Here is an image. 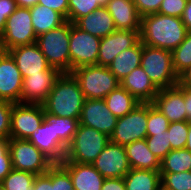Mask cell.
<instances>
[{
  "label": "cell",
  "mask_w": 191,
  "mask_h": 190,
  "mask_svg": "<svg viewBox=\"0 0 191 190\" xmlns=\"http://www.w3.org/2000/svg\"><path fill=\"white\" fill-rule=\"evenodd\" d=\"M187 32L181 17L156 13L141 18L140 41L144 45L172 52L184 41Z\"/></svg>",
  "instance_id": "obj_1"
},
{
  "label": "cell",
  "mask_w": 191,
  "mask_h": 190,
  "mask_svg": "<svg viewBox=\"0 0 191 190\" xmlns=\"http://www.w3.org/2000/svg\"><path fill=\"white\" fill-rule=\"evenodd\" d=\"M84 100L75 77L71 73H62L42 105L46 115L79 120Z\"/></svg>",
  "instance_id": "obj_2"
},
{
  "label": "cell",
  "mask_w": 191,
  "mask_h": 190,
  "mask_svg": "<svg viewBox=\"0 0 191 190\" xmlns=\"http://www.w3.org/2000/svg\"><path fill=\"white\" fill-rule=\"evenodd\" d=\"M109 141L110 137L106 134L79 124L62 162L92 164Z\"/></svg>",
  "instance_id": "obj_3"
},
{
  "label": "cell",
  "mask_w": 191,
  "mask_h": 190,
  "mask_svg": "<svg viewBox=\"0 0 191 190\" xmlns=\"http://www.w3.org/2000/svg\"><path fill=\"white\" fill-rule=\"evenodd\" d=\"M70 22L37 36L36 44L48 63L62 73L71 72L70 63Z\"/></svg>",
  "instance_id": "obj_4"
},
{
  "label": "cell",
  "mask_w": 191,
  "mask_h": 190,
  "mask_svg": "<svg viewBox=\"0 0 191 190\" xmlns=\"http://www.w3.org/2000/svg\"><path fill=\"white\" fill-rule=\"evenodd\" d=\"M141 67L160 90L176 86L179 76L173 67L172 52L143 44Z\"/></svg>",
  "instance_id": "obj_5"
},
{
  "label": "cell",
  "mask_w": 191,
  "mask_h": 190,
  "mask_svg": "<svg viewBox=\"0 0 191 190\" xmlns=\"http://www.w3.org/2000/svg\"><path fill=\"white\" fill-rule=\"evenodd\" d=\"M78 81L85 99H104L120 86V81L108 67L87 65L70 72Z\"/></svg>",
  "instance_id": "obj_6"
},
{
  "label": "cell",
  "mask_w": 191,
  "mask_h": 190,
  "mask_svg": "<svg viewBox=\"0 0 191 190\" xmlns=\"http://www.w3.org/2000/svg\"><path fill=\"white\" fill-rule=\"evenodd\" d=\"M36 33L32 25L30 8L17 7L7 19L2 36L0 49L8 51L15 47L36 43Z\"/></svg>",
  "instance_id": "obj_7"
},
{
  "label": "cell",
  "mask_w": 191,
  "mask_h": 190,
  "mask_svg": "<svg viewBox=\"0 0 191 190\" xmlns=\"http://www.w3.org/2000/svg\"><path fill=\"white\" fill-rule=\"evenodd\" d=\"M9 151L12 168L16 170L42 175L54 164L27 139L9 138Z\"/></svg>",
  "instance_id": "obj_8"
},
{
  "label": "cell",
  "mask_w": 191,
  "mask_h": 190,
  "mask_svg": "<svg viewBox=\"0 0 191 190\" xmlns=\"http://www.w3.org/2000/svg\"><path fill=\"white\" fill-rule=\"evenodd\" d=\"M147 103H139L131 112L117 119L110 141L122 146L147 137Z\"/></svg>",
  "instance_id": "obj_9"
},
{
  "label": "cell",
  "mask_w": 191,
  "mask_h": 190,
  "mask_svg": "<svg viewBox=\"0 0 191 190\" xmlns=\"http://www.w3.org/2000/svg\"><path fill=\"white\" fill-rule=\"evenodd\" d=\"M100 40L101 38L79 29L70 22L71 71L82 66L97 65Z\"/></svg>",
  "instance_id": "obj_10"
},
{
  "label": "cell",
  "mask_w": 191,
  "mask_h": 190,
  "mask_svg": "<svg viewBox=\"0 0 191 190\" xmlns=\"http://www.w3.org/2000/svg\"><path fill=\"white\" fill-rule=\"evenodd\" d=\"M45 115L41 104H13L9 138L28 140L42 124Z\"/></svg>",
  "instance_id": "obj_11"
},
{
  "label": "cell",
  "mask_w": 191,
  "mask_h": 190,
  "mask_svg": "<svg viewBox=\"0 0 191 190\" xmlns=\"http://www.w3.org/2000/svg\"><path fill=\"white\" fill-rule=\"evenodd\" d=\"M92 165L104 178H123L131 169L125 147L111 141Z\"/></svg>",
  "instance_id": "obj_12"
},
{
  "label": "cell",
  "mask_w": 191,
  "mask_h": 190,
  "mask_svg": "<svg viewBox=\"0 0 191 190\" xmlns=\"http://www.w3.org/2000/svg\"><path fill=\"white\" fill-rule=\"evenodd\" d=\"M117 119L108 109L104 99H85L79 122L110 137L116 126Z\"/></svg>",
  "instance_id": "obj_13"
},
{
  "label": "cell",
  "mask_w": 191,
  "mask_h": 190,
  "mask_svg": "<svg viewBox=\"0 0 191 190\" xmlns=\"http://www.w3.org/2000/svg\"><path fill=\"white\" fill-rule=\"evenodd\" d=\"M53 163H61L65 158L67 146L55 135L54 121L45 115L42 124L28 139Z\"/></svg>",
  "instance_id": "obj_14"
},
{
  "label": "cell",
  "mask_w": 191,
  "mask_h": 190,
  "mask_svg": "<svg viewBox=\"0 0 191 190\" xmlns=\"http://www.w3.org/2000/svg\"><path fill=\"white\" fill-rule=\"evenodd\" d=\"M23 78L12 56L0 50V100L20 103Z\"/></svg>",
  "instance_id": "obj_15"
},
{
  "label": "cell",
  "mask_w": 191,
  "mask_h": 190,
  "mask_svg": "<svg viewBox=\"0 0 191 190\" xmlns=\"http://www.w3.org/2000/svg\"><path fill=\"white\" fill-rule=\"evenodd\" d=\"M61 74L60 70H46L23 78L20 103L42 105Z\"/></svg>",
  "instance_id": "obj_16"
},
{
  "label": "cell",
  "mask_w": 191,
  "mask_h": 190,
  "mask_svg": "<svg viewBox=\"0 0 191 190\" xmlns=\"http://www.w3.org/2000/svg\"><path fill=\"white\" fill-rule=\"evenodd\" d=\"M140 41V31L115 30L101 38L97 65L108 67L122 51L135 46Z\"/></svg>",
  "instance_id": "obj_17"
},
{
  "label": "cell",
  "mask_w": 191,
  "mask_h": 190,
  "mask_svg": "<svg viewBox=\"0 0 191 190\" xmlns=\"http://www.w3.org/2000/svg\"><path fill=\"white\" fill-rule=\"evenodd\" d=\"M7 52L15 61L22 78L30 74H42L46 70H58L48 63L36 43L15 47Z\"/></svg>",
  "instance_id": "obj_18"
},
{
  "label": "cell",
  "mask_w": 191,
  "mask_h": 190,
  "mask_svg": "<svg viewBox=\"0 0 191 190\" xmlns=\"http://www.w3.org/2000/svg\"><path fill=\"white\" fill-rule=\"evenodd\" d=\"M152 104L172 122L187 121L186 106L184 104V86L160 89Z\"/></svg>",
  "instance_id": "obj_19"
},
{
  "label": "cell",
  "mask_w": 191,
  "mask_h": 190,
  "mask_svg": "<svg viewBox=\"0 0 191 190\" xmlns=\"http://www.w3.org/2000/svg\"><path fill=\"white\" fill-rule=\"evenodd\" d=\"M120 86L140 103H152L159 91L141 66L125 76Z\"/></svg>",
  "instance_id": "obj_20"
},
{
  "label": "cell",
  "mask_w": 191,
  "mask_h": 190,
  "mask_svg": "<svg viewBox=\"0 0 191 190\" xmlns=\"http://www.w3.org/2000/svg\"><path fill=\"white\" fill-rule=\"evenodd\" d=\"M105 7L114 20L116 30L140 31L142 17L132 0H109Z\"/></svg>",
  "instance_id": "obj_21"
},
{
  "label": "cell",
  "mask_w": 191,
  "mask_h": 190,
  "mask_svg": "<svg viewBox=\"0 0 191 190\" xmlns=\"http://www.w3.org/2000/svg\"><path fill=\"white\" fill-rule=\"evenodd\" d=\"M60 164L69 172L74 190H101L105 178L92 164L76 162Z\"/></svg>",
  "instance_id": "obj_22"
},
{
  "label": "cell",
  "mask_w": 191,
  "mask_h": 190,
  "mask_svg": "<svg viewBox=\"0 0 191 190\" xmlns=\"http://www.w3.org/2000/svg\"><path fill=\"white\" fill-rule=\"evenodd\" d=\"M74 24L99 38L106 37L116 30L114 20L106 7L97 8L94 12L79 18Z\"/></svg>",
  "instance_id": "obj_23"
},
{
  "label": "cell",
  "mask_w": 191,
  "mask_h": 190,
  "mask_svg": "<svg viewBox=\"0 0 191 190\" xmlns=\"http://www.w3.org/2000/svg\"><path fill=\"white\" fill-rule=\"evenodd\" d=\"M124 147L131 168L160 171V160L149 150L145 139Z\"/></svg>",
  "instance_id": "obj_24"
},
{
  "label": "cell",
  "mask_w": 191,
  "mask_h": 190,
  "mask_svg": "<svg viewBox=\"0 0 191 190\" xmlns=\"http://www.w3.org/2000/svg\"><path fill=\"white\" fill-rule=\"evenodd\" d=\"M142 49L143 44L139 41L135 46L122 51L113 59L108 68L119 81L141 66Z\"/></svg>",
  "instance_id": "obj_25"
},
{
  "label": "cell",
  "mask_w": 191,
  "mask_h": 190,
  "mask_svg": "<svg viewBox=\"0 0 191 190\" xmlns=\"http://www.w3.org/2000/svg\"><path fill=\"white\" fill-rule=\"evenodd\" d=\"M30 13L36 36L57 28L67 21L62 14L43 5L37 4L31 7Z\"/></svg>",
  "instance_id": "obj_26"
},
{
  "label": "cell",
  "mask_w": 191,
  "mask_h": 190,
  "mask_svg": "<svg viewBox=\"0 0 191 190\" xmlns=\"http://www.w3.org/2000/svg\"><path fill=\"white\" fill-rule=\"evenodd\" d=\"M126 190H160V171L133 169L123 177Z\"/></svg>",
  "instance_id": "obj_27"
},
{
  "label": "cell",
  "mask_w": 191,
  "mask_h": 190,
  "mask_svg": "<svg viewBox=\"0 0 191 190\" xmlns=\"http://www.w3.org/2000/svg\"><path fill=\"white\" fill-rule=\"evenodd\" d=\"M104 101L108 109L117 118L125 116L140 103L126 89L121 86L110 92L104 98Z\"/></svg>",
  "instance_id": "obj_28"
},
{
  "label": "cell",
  "mask_w": 191,
  "mask_h": 190,
  "mask_svg": "<svg viewBox=\"0 0 191 190\" xmlns=\"http://www.w3.org/2000/svg\"><path fill=\"white\" fill-rule=\"evenodd\" d=\"M191 171V151L187 149L171 150L160 161V173H179Z\"/></svg>",
  "instance_id": "obj_29"
},
{
  "label": "cell",
  "mask_w": 191,
  "mask_h": 190,
  "mask_svg": "<svg viewBox=\"0 0 191 190\" xmlns=\"http://www.w3.org/2000/svg\"><path fill=\"white\" fill-rule=\"evenodd\" d=\"M35 177L30 172L12 169L0 183V190H32Z\"/></svg>",
  "instance_id": "obj_30"
},
{
  "label": "cell",
  "mask_w": 191,
  "mask_h": 190,
  "mask_svg": "<svg viewBox=\"0 0 191 190\" xmlns=\"http://www.w3.org/2000/svg\"><path fill=\"white\" fill-rule=\"evenodd\" d=\"M109 0H69L68 21L75 23L79 18L105 7Z\"/></svg>",
  "instance_id": "obj_31"
},
{
  "label": "cell",
  "mask_w": 191,
  "mask_h": 190,
  "mask_svg": "<svg viewBox=\"0 0 191 190\" xmlns=\"http://www.w3.org/2000/svg\"><path fill=\"white\" fill-rule=\"evenodd\" d=\"M173 67L178 76L191 66V31H188L184 41L172 51Z\"/></svg>",
  "instance_id": "obj_32"
},
{
  "label": "cell",
  "mask_w": 191,
  "mask_h": 190,
  "mask_svg": "<svg viewBox=\"0 0 191 190\" xmlns=\"http://www.w3.org/2000/svg\"><path fill=\"white\" fill-rule=\"evenodd\" d=\"M48 116L54 121L55 135H58L59 139L66 146H68L78 129V126L80 124L79 120L75 118L59 117L54 115Z\"/></svg>",
  "instance_id": "obj_33"
},
{
  "label": "cell",
  "mask_w": 191,
  "mask_h": 190,
  "mask_svg": "<svg viewBox=\"0 0 191 190\" xmlns=\"http://www.w3.org/2000/svg\"><path fill=\"white\" fill-rule=\"evenodd\" d=\"M161 188L164 190H191V171L160 173Z\"/></svg>",
  "instance_id": "obj_34"
},
{
  "label": "cell",
  "mask_w": 191,
  "mask_h": 190,
  "mask_svg": "<svg viewBox=\"0 0 191 190\" xmlns=\"http://www.w3.org/2000/svg\"><path fill=\"white\" fill-rule=\"evenodd\" d=\"M169 124V120L152 103H147V135L164 133Z\"/></svg>",
  "instance_id": "obj_35"
},
{
  "label": "cell",
  "mask_w": 191,
  "mask_h": 190,
  "mask_svg": "<svg viewBox=\"0 0 191 190\" xmlns=\"http://www.w3.org/2000/svg\"><path fill=\"white\" fill-rule=\"evenodd\" d=\"M167 131L172 150L184 149L188 137V121L172 122Z\"/></svg>",
  "instance_id": "obj_36"
},
{
  "label": "cell",
  "mask_w": 191,
  "mask_h": 190,
  "mask_svg": "<svg viewBox=\"0 0 191 190\" xmlns=\"http://www.w3.org/2000/svg\"><path fill=\"white\" fill-rule=\"evenodd\" d=\"M149 150L161 161L171 150L168 131L164 133L147 135L145 138Z\"/></svg>",
  "instance_id": "obj_37"
},
{
  "label": "cell",
  "mask_w": 191,
  "mask_h": 190,
  "mask_svg": "<svg viewBox=\"0 0 191 190\" xmlns=\"http://www.w3.org/2000/svg\"><path fill=\"white\" fill-rule=\"evenodd\" d=\"M53 190H74L69 172L60 164L52 165Z\"/></svg>",
  "instance_id": "obj_38"
},
{
  "label": "cell",
  "mask_w": 191,
  "mask_h": 190,
  "mask_svg": "<svg viewBox=\"0 0 191 190\" xmlns=\"http://www.w3.org/2000/svg\"><path fill=\"white\" fill-rule=\"evenodd\" d=\"M13 103L0 100V138L9 139Z\"/></svg>",
  "instance_id": "obj_39"
},
{
  "label": "cell",
  "mask_w": 191,
  "mask_h": 190,
  "mask_svg": "<svg viewBox=\"0 0 191 190\" xmlns=\"http://www.w3.org/2000/svg\"><path fill=\"white\" fill-rule=\"evenodd\" d=\"M9 139L0 138V183L12 170Z\"/></svg>",
  "instance_id": "obj_40"
},
{
  "label": "cell",
  "mask_w": 191,
  "mask_h": 190,
  "mask_svg": "<svg viewBox=\"0 0 191 190\" xmlns=\"http://www.w3.org/2000/svg\"><path fill=\"white\" fill-rule=\"evenodd\" d=\"M187 1L188 0H163L158 13L166 16L181 17Z\"/></svg>",
  "instance_id": "obj_41"
},
{
  "label": "cell",
  "mask_w": 191,
  "mask_h": 190,
  "mask_svg": "<svg viewBox=\"0 0 191 190\" xmlns=\"http://www.w3.org/2000/svg\"><path fill=\"white\" fill-rule=\"evenodd\" d=\"M141 17L156 14L163 0H132Z\"/></svg>",
  "instance_id": "obj_42"
},
{
  "label": "cell",
  "mask_w": 191,
  "mask_h": 190,
  "mask_svg": "<svg viewBox=\"0 0 191 190\" xmlns=\"http://www.w3.org/2000/svg\"><path fill=\"white\" fill-rule=\"evenodd\" d=\"M16 0H0V37L3 34L7 19L17 9Z\"/></svg>",
  "instance_id": "obj_43"
},
{
  "label": "cell",
  "mask_w": 191,
  "mask_h": 190,
  "mask_svg": "<svg viewBox=\"0 0 191 190\" xmlns=\"http://www.w3.org/2000/svg\"><path fill=\"white\" fill-rule=\"evenodd\" d=\"M32 190H53L52 186V166L45 174L36 175Z\"/></svg>",
  "instance_id": "obj_44"
},
{
  "label": "cell",
  "mask_w": 191,
  "mask_h": 190,
  "mask_svg": "<svg viewBox=\"0 0 191 190\" xmlns=\"http://www.w3.org/2000/svg\"><path fill=\"white\" fill-rule=\"evenodd\" d=\"M38 5H43L59 12L68 21L69 0H38Z\"/></svg>",
  "instance_id": "obj_45"
},
{
  "label": "cell",
  "mask_w": 191,
  "mask_h": 190,
  "mask_svg": "<svg viewBox=\"0 0 191 190\" xmlns=\"http://www.w3.org/2000/svg\"><path fill=\"white\" fill-rule=\"evenodd\" d=\"M101 190H126L123 178H105Z\"/></svg>",
  "instance_id": "obj_46"
},
{
  "label": "cell",
  "mask_w": 191,
  "mask_h": 190,
  "mask_svg": "<svg viewBox=\"0 0 191 190\" xmlns=\"http://www.w3.org/2000/svg\"><path fill=\"white\" fill-rule=\"evenodd\" d=\"M181 20L188 31H191V0H188L181 16Z\"/></svg>",
  "instance_id": "obj_47"
},
{
  "label": "cell",
  "mask_w": 191,
  "mask_h": 190,
  "mask_svg": "<svg viewBox=\"0 0 191 190\" xmlns=\"http://www.w3.org/2000/svg\"><path fill=\"white\" fill-rule=\"evenodd\" d=\"M184 104L186 106L187 121L191 122V88L184 86Z\"/></svg>",
  "instance_id": "obj_48"
},
{
  "label": "cell",
  "mask_w": 191,
  "mask_h": 190,
  "mask_svg": "<svg viewBox=\"0 0 191 190\" xmlns=\"http://www.w3.org/2000/svg\"><path fill=\"white\" fill-rule=\"evenodd\" d=\"M179 84L191 88V66L179 76Z\"/></svg>",
  "instance_id": "obj_49"
},
{
  "label": "cell",
  "mask_w": 191,
  "mask_h": 190,
  "mask_svg": "<svg viewBox=\"0 0 191 190\" xmlns=\"http://www.w3.org/2000/svg\"><path fill=\"white\" fill-rule=\"evenodd\" d=\"M18 7L31 8L38 4V0H16Z\"/></svg>",
  "instance_id": "obj_50"
},
{
  "label": "cell",
  "mask_w": 191,
  "mask_h": 190,
  "mask_svg": "<svg viewBox=\"0 0 191 190\" xmlns=\"http://www.w3.org/2000/svg\"><path fill=\"white\" fill-rule=\"evenodd\" d=\"M185 149L191 151V122H188V137Z\"/></svg>",
  "instance_id": "obj_51"
}]
</instances>
